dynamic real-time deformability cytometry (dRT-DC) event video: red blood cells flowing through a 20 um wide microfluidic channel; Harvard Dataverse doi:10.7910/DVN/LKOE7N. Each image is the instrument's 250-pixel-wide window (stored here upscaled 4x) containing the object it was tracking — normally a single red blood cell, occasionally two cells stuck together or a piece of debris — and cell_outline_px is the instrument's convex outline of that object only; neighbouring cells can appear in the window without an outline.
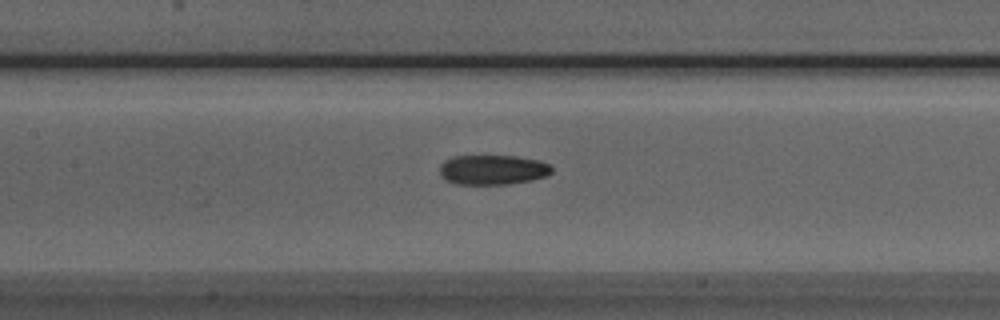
{"species": "Egyptian fruit bat (a non-hibernating species)", "species_latin": "Rousettus aegyptiacus", "temperature_condition": "room temperature", "stored_images_in_passage": 40, "camera_frame_rate_fps": 3000, "um_per_image_px": 0.085, "animal": {"sex": "male"}, "frame": {"image": 1, "passage_image": 16, "time_ms": 5.0, "image_size_px": [1000, 320], "cell_outline_px": [[552, 172], [544, 176], [532, 180], [508, 184], [456, 184], [444, 180], [440, 176], [440, 164], [444, 160], [452, 156], [516, 156], [540, 160], [548, 164], [552, 168]], "centroid_in_image_um": [41.84, 14.43], "position_along_channel_um": 165.6, "area_um2": 19.59}}
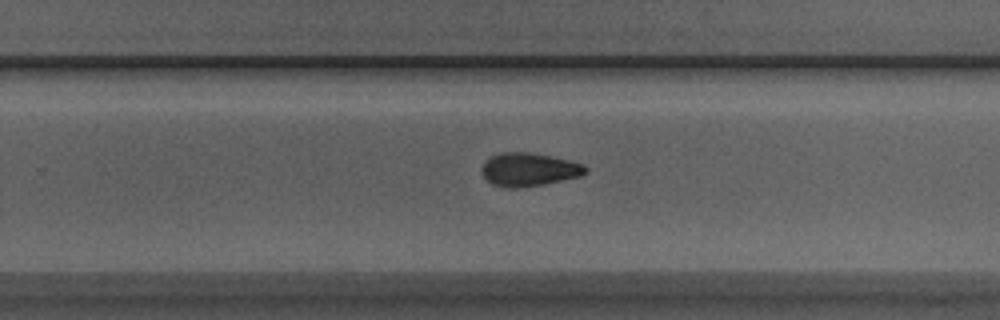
{"frame": {"image": 2, "passage_image": 25, "time_ms": 8.0, "image_size_px": [1000, 320], "cell_outline_px": [[588, 172], [580, 176], [544, 184], [516, 188], [512, 188], [492, 184], [484, 176], [480, 168], [492, 156], [500, 152], [528, 152], [552, 156], [584, 164], [588, 168]], "centroid_in_image_um": [44.99, 14.4], "position_along_channel_um": 284.8, "area_um2": 20.0}}
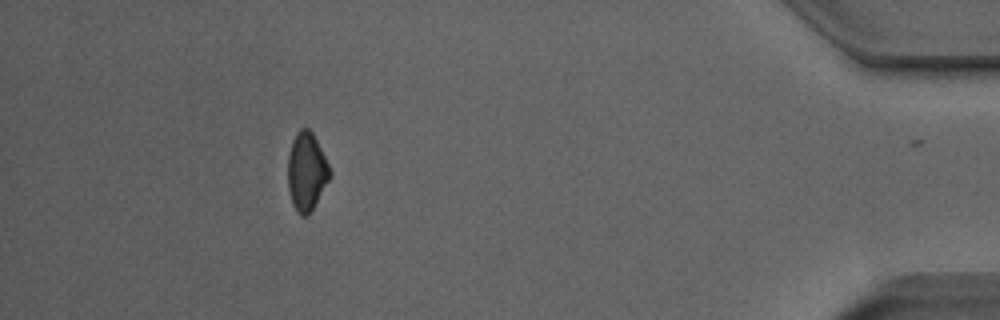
{"frame": {"image": 3, "passage_image": 39, "time_ms": 12.667, "image_size_px": [1000, 320], "cell_outline_px": [[332, 172], [328, 180], [308, 216], [300, 216], [296, 212], [292, 204], [288, 188], [288, 152], [292, 140], [296, 132], [300, 128], [308, 128], [312, 132]], "centroid_in_image_um": [26.02, 14.58], "position_along_channel_um": 409.2, "area_um2": 19.02}, "authors_computed_cell_mechanics": {"area_um2": 19.7676, "velocity_mm_per_s": 3.9954, "shape_relaxation_time_tau1_ms": null, "shape_relaxation_time_tau2_ms": 8.7125, "deformation_change_tau1": null, "deformation_change_tau2": 0.1672}}